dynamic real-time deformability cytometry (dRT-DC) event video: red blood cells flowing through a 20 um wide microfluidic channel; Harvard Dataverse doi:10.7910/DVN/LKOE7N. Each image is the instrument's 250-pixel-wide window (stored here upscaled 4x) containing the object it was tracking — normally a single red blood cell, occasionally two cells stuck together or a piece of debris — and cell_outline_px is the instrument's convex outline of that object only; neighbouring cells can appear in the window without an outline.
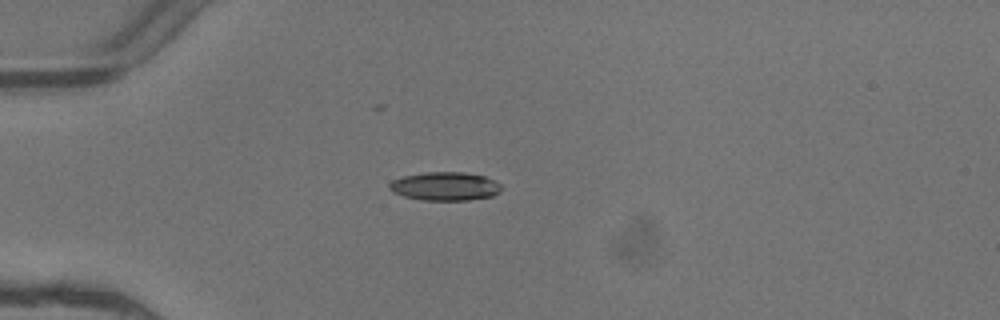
{"species": "common noctule bat (a hibernating species)", "species_latin": "Nyctalus noctula", "temperature_condition": "warm", "stored_images_in_passage": 2, "camera_frame_rate_fps": 3000, "um_per_image_px": 0.085, "animal": {"sex": "female"}, "frame": {"image": 1, "passage_image": 1, "time_ms": 0.0, "image_size_px": [1000, 320], "cell_outline_px": [[504, 188], [500, 192], [492, 196], [468, 200], [420, 200], [404, 196], [392, 192], [388, 188], [388, 184], [392, 180], [404, 176], [424, 172], [464, 172], [484, 176], [500, 184]], "centroid_in_image_um": [37.82, 15.83], "position_along_channel_um": 47.2, "area_um2": 18.73}}
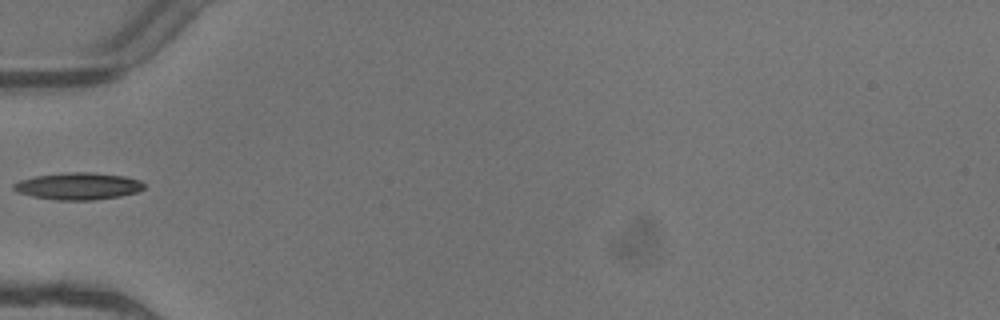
{"frame": {"image": 2, "passage_image": 2, "time_ms": 0.333, "image_size_px": [1000, 320], "cell_outline_px": [[144, 188], [136, 192], [120, 196], [92, 200], [56, 200], [32, 196], [16, 192], [12, 188], [12, 184], [20, 180], [36, 176], [64, 172], [96, 172], [124, 176], [140, 180], [144, 184]], "centroid_in_image_um": [6.62, 15.81], "position_along_channel_um": 78.4, "area_um2": 20.63}}